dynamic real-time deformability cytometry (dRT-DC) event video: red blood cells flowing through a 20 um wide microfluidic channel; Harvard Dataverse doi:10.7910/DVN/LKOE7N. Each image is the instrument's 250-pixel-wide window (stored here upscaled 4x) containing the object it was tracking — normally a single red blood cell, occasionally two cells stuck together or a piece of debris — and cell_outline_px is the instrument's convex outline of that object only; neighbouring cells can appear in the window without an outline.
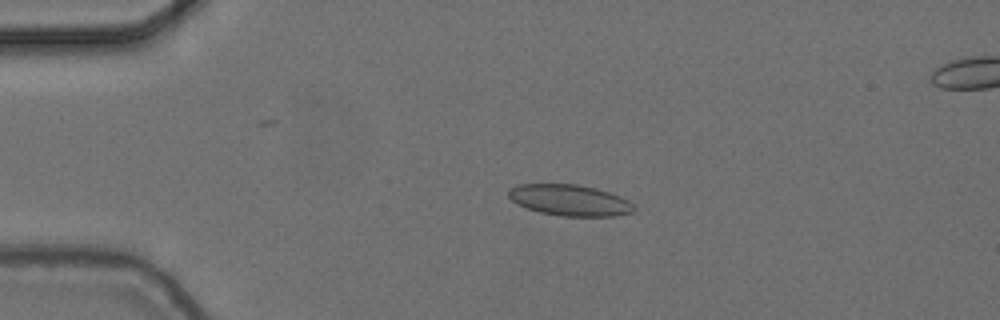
{"species": "common noctule bat (a hibernating species)", "species_latin": "Nyctalus noctula", "temperature_condition": "cold", "stored_images_in_passage": 5, "camera_frame_rate_fps": 3000, "um_per_image_px": 0.085, "animal": {"sex": "female", "body_mass_g": 24.6, "forearm_length_mm": 56.2}, "frame": {"image": 1, "passage_image": 3, "time_ms": 0.667, "image_size_px": [1000, 320], "cell_outline_px": [[636, 208], [632, 212], [616, 216], [560, 216], [540, 212], [528, 208], [512, 200], [508, 196], [508, 192], [512, 188], [520, 184], [576, 184], [596, 188], [620, 196], [628, 200]], "centroid_in_image_um": [48.46, 17.02], "position_along_channel_um": 36.5, "area_um2": 22.54}}